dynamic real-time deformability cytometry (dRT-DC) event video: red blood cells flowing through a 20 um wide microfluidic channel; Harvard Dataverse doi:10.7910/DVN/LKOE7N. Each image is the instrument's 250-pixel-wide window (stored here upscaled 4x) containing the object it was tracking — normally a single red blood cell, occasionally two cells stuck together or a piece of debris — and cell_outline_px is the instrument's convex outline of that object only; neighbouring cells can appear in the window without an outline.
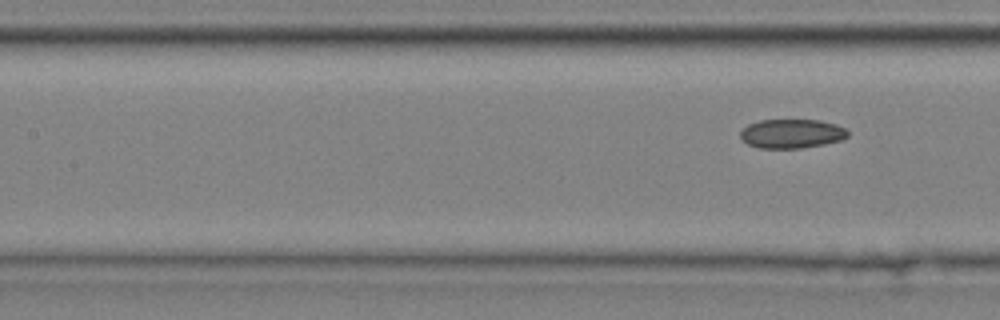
{"species": "common noctule bat (a hibernating species)", "species_latin": "Nyctalus noctula", "temperature_condition": "cold", "stored_images_in_passage": 7, "segment_of_instrument_passage": [2, 2], "camera_frame_rate_fps": 3000, "um_per_image_px": 0.085, "animal": {"sex": "male", "body_mass_g": 20.4}, "frame": {"image": 1, "passage_image": 7, "time_ms": 2.0, "image_size_px": [1000, 320], "cell_outline_px": [[848, 136], [840, 140], [824, 144], [800, 148], [760, 148], [748, 144], [740, 140], [740, 132], [748, 124], [760, 120], [820, 120], [836, 124], [844, 128], [848, 132]], "centroid_in_image_um": [67.27, 11.36], "position_along_channel_um": 140.1, "area_um2": 18.21}}